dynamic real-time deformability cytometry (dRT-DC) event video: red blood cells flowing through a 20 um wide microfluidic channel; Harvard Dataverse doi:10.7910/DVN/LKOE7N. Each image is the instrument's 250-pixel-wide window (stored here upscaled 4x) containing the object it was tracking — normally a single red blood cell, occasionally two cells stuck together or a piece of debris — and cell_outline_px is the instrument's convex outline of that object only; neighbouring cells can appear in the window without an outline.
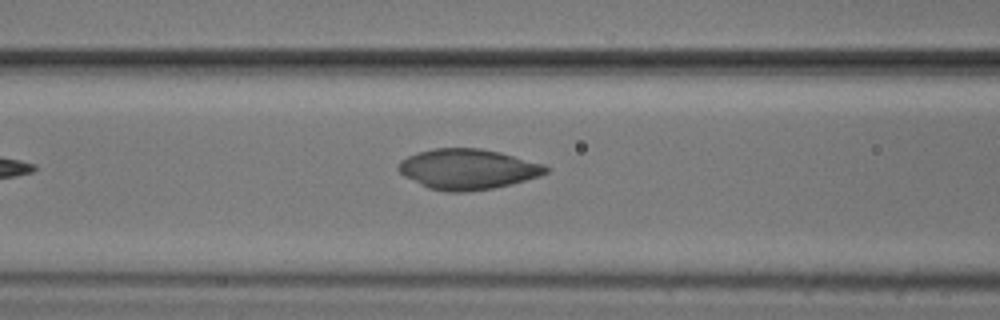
{"species": "common noctule bat (a hibernating species)", "species_latin": "Nyctalus noctula", "temperature_condition": "cold", "stored_images_in_passage": 6, "camera_frame_rate_fps": 3000, "um_per_image_px": 0.085, "animal": {"sex": "male", "body_mass_g": 20.5, "forearm_length_mm": 52.5}, "frame": {"image": 1, "passage_image": 6, "time_ms": 5.667, "image_size_px": [1000, 320], "cell_outline_px": [[548, 172], [540, 176], [512, 184], [492, 188], [468, 192], [444, 192], [428, 188], [404, 176], [396, 168], [400, 160], [416, 152], [436, 148], [480, 148], [500, 152], [544, 164], [548, 168]], "centroid_in_image_um": [39.74, 14.38], "position_along_channel_um": 126.9, "area_um2": 34.85}}